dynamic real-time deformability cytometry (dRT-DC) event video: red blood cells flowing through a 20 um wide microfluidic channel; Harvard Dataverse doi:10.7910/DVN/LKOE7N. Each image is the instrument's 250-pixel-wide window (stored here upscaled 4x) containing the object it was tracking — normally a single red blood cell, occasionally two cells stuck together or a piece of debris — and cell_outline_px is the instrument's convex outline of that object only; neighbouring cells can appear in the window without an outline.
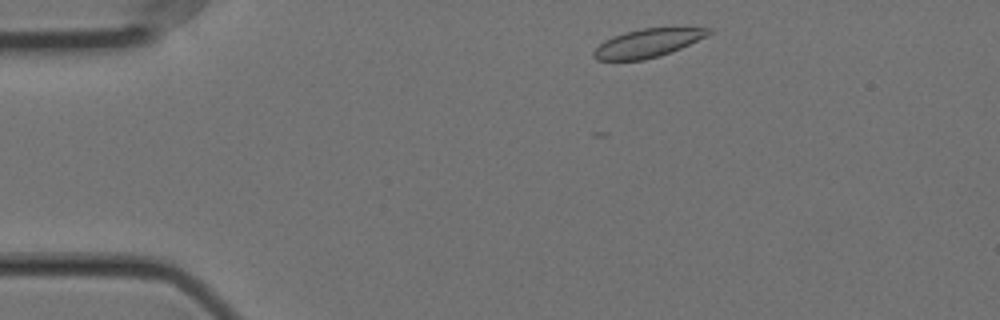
{"species": "Egyptian fruit bat (a non-hibernating species)", "species_latin": "Rousettus aegyptiacus", "temperature_condition": "cold", "stored_images_in_passage": 33, "camera_frame_rate_fps": 3000, "um_per_image_px": 0.085, "animal": {"sex": "female"}, "frame": {"image": 1, "passage_image": 2, "time_ms": 0.333, "image_size_px": [1000, 320], "cell_outline_px": [[712, 32], [680, 48], [660, 56], [644, 60], [596, 60], [592, 56], [592, 52], [604, 40], [612, 36], [624, 32], [640, 28], [672, 24], [712, 28]], "centroid_in_image_um": [55.1, 3.59], "position_along_channel_um": 29.9, "area_um2": 19.83}}
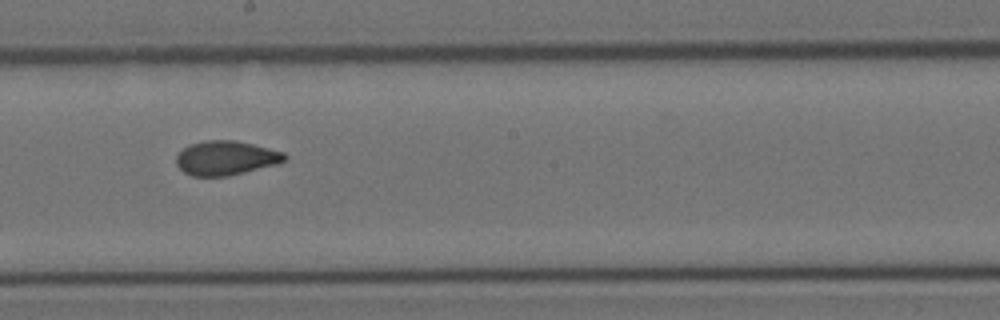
{"frame": {"image": 2, "passage_image": 16, "time_ms": 5.0, "image_size_px": [1000, 320], "cell_outline_px": [[288, 160], [276, 164], [228, 176], [192, 176], [184, 172], [176, 164], [176, 156], [188, 144], [204, 140], [236, 140], [284, 152], [288, 156]], "centroid_in_image_um": [19.2, 13.42], "position_along_channel_um": 229.0, "area_um2": 21.68}}
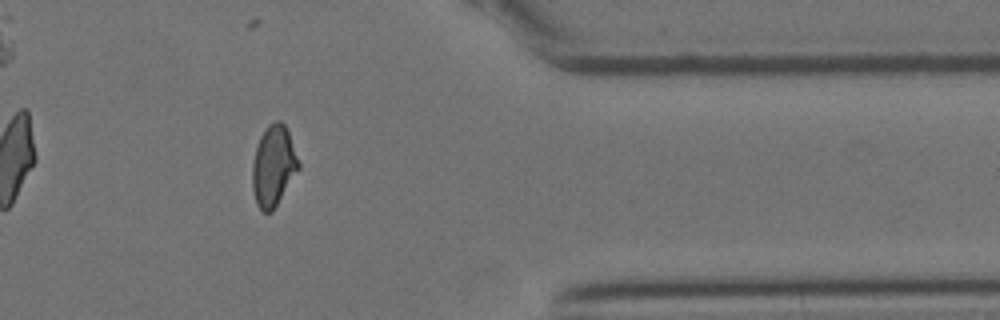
{"frame": {"image": 3, "passage_image": 31, "time_ms": 10.0, "image_size_px": [1000, 320], "cell_outline_px": [[300, 168], [272, 212], [264, 212], [256, 204], [252, 188], [252, 164], [256, 148], [260, 136], [264, 128], [268, 124], [276, 120], [280, 120], [284, 124], [288, 132], [300, 164]], "centroid_in_image_um": [23.23, 14.1], "position_along_channel_um": 388.2, "area_um2": 21.73}, "authors_computed_cell_mechanics": {"area_um2": 21.7328, "velocity_mm_per_s": 3.5688, "shape_relaxation_time_tau1_ms": 7.8046, "shape_relaxation_time_tau2_ms": 1.3878, "deformation_change_tau1": 0.1643, "deformation_change_tau2": 0.0625}}